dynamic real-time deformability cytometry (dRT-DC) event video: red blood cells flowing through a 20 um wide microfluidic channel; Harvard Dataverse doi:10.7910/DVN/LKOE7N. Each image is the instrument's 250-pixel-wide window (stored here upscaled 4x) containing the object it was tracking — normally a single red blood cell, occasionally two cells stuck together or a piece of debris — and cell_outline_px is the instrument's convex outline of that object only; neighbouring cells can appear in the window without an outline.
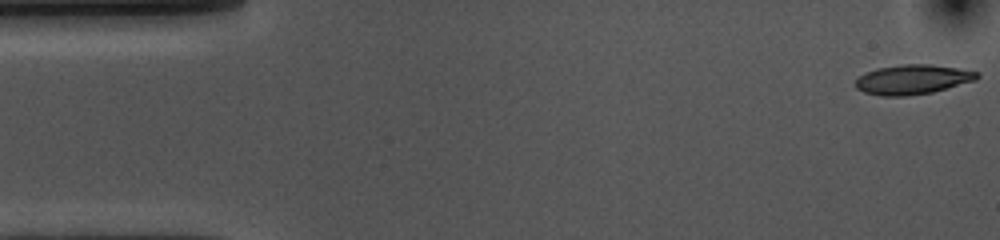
{"species": "common noctule bat (a hibernating species)", "species_latin": "Nyctalus noctula", "temperature_condition": "cold", "stored_images_in_passage": 39, "camera_frame_rate_fps": 3000, "um_per_image_px": 0.085, "animal": {"sex": "female", "body_mass_g": 10.0, "forearm_length_mm": 53.1}, "frame": {"image": 1, "passage_image": 1, "time_ms": 0.0, "image_size_px": [1000, 240], "cell_outline_px": [[980, 76], [976, 80], [932, 92], [908, 96], [880, 96], [864, 92], [856, 88], [856, 80], [860, 76], [876, 68], [900, 64], [932, 64], [980, 72]], "centroid_in_image_um": [77.58, 6.75], "position_along_channel_um": 7.4, "area_um2": 20.98}}
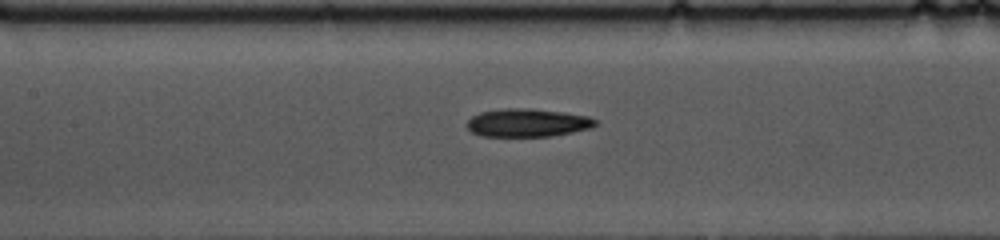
{"frame": {"image": 2, "passage_image": 23, "time_ms": 7.333, "image_size_px": [1000, 240], "cell_outline_px": [[596, 124], [592, 128], [552, 136], [480, 136], [472, 132], [468, 128], [468, 120], [472, 116], [480, 112], [504, 108], [528, 108], [564, 112], [588, 116], [596, 120]], "centroid_in_image_um": [44.84, 10.43], "position_along_channel_um": 162.6, "area_um2": 21.04}}
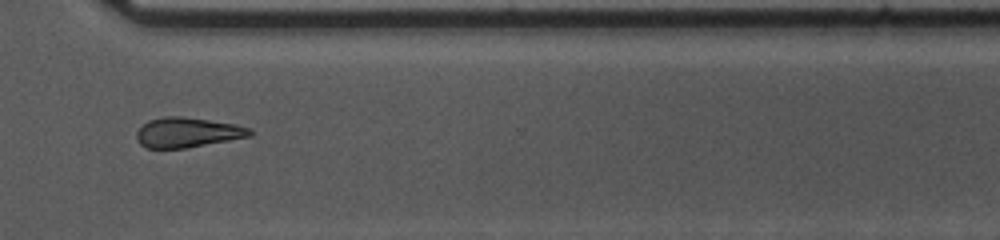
{"frame": {"image": 3, "passage_image": 39, "time_ms": 12.667, "image_size_px": [1000, 240], "cell_outline_px": [[252, 136], [184, 148], [148, 148], [140, 144], [136, 140], [136, 132], [148, 120], [164, 116], [180, 116], [236, 124], [252, 128]], "centroid_in_image_um": [15.93, 11.25], "position_along_channel_um": 354.7, "area_um2": 19.71}}